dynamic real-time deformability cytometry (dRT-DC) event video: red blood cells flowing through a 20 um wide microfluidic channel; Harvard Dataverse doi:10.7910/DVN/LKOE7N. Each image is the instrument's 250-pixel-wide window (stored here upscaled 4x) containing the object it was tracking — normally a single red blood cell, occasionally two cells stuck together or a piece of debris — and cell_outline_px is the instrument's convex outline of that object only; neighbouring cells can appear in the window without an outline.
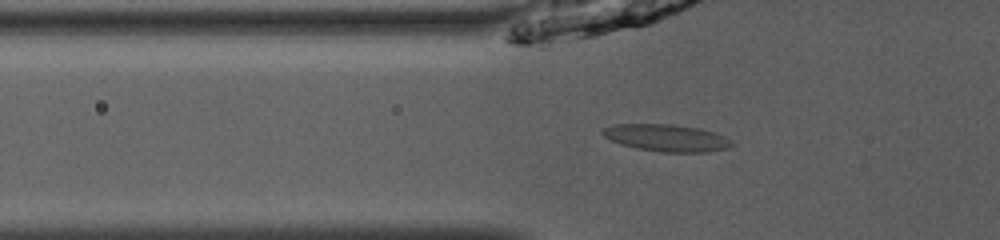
{"species": "common noctule bat (a hibernating species)", "species_latin": "Nyctalus noctula", "temperature_condition": "room temperature", "stored_images_in_passage": 44, "camera_frame_rate_fps": 3000, "um_per_image_px": 0.085, "animal": {"sex": "male", "body_mass_g": 13.0, "forearm_length_mm": 53.1}, "frame": {"image": 1, "passage_image": 11, "time_ms": 3.333, "image_size_px": [1000, 240], "cell_outline_px": [[732, 144], [728, 148], [708, 152], [660, 152], [636, 148], [620, 144], [604, 136], [600, 132], [604, 128], [612, 124], [672, 124], [700, 128], [724, 136], [732, 140]], "centroid_in_image_um": [56.64, 11.72], "position_along_channel_um": 69.2, "area_um2": 20.4}}
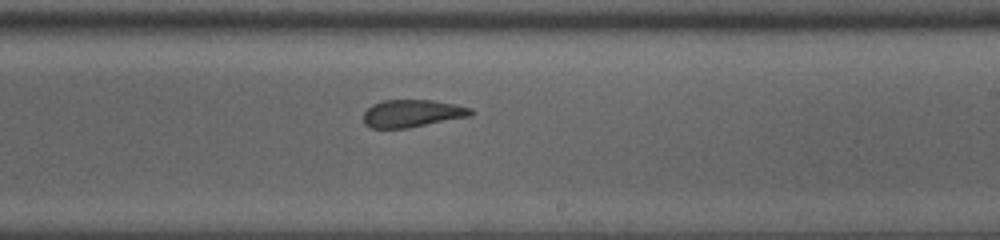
{"frame": {"image": 2, "passage_image": 25, "time_ms": 8.0, "image_size_px": [1000, 240], "cell_outline_px": [[476, 112], [472, 116], [408, 128], [372, 128], [364, 124], [364, 112], [372, 104], [384, 100], [432, 100], [456, 104], [472, 108]], "centroid_in_image_um": [35.09, 9.64], "position_along_channel_um": 253.9, "area_um2": 17.4}}
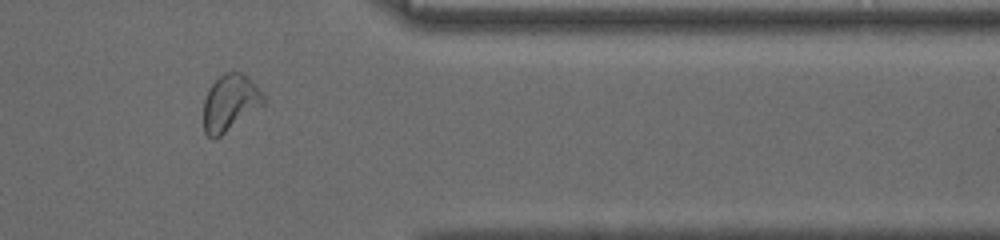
{"frame": {"image": 3, "passage_image": 36, "time_ms": 11.667, "image_size_px": [1000, 240], "cell_outline_px": [[264, 104], [220, 136], [212, 140], [204, 132], [204, 100], [208, 88], [224, 72], [244, 72], [256, 84], [264, 96]], "centroid_in_image_um": [19.55, 8.72], "position_along_channel_um": 391.9, "area_um2": 19.65}, "authors_computed_cell_mechanics": {"area_um2": 19.1896, "velocity_mm_per_s": 3.9805, "shape_relaxation_time_tau1_ms": 9.5226, "shape_relaxation_time_tau2_ms": 0.9695, "deformation_change_tau1": 0.1644, "deformation_change_tau2": 0.0762}}